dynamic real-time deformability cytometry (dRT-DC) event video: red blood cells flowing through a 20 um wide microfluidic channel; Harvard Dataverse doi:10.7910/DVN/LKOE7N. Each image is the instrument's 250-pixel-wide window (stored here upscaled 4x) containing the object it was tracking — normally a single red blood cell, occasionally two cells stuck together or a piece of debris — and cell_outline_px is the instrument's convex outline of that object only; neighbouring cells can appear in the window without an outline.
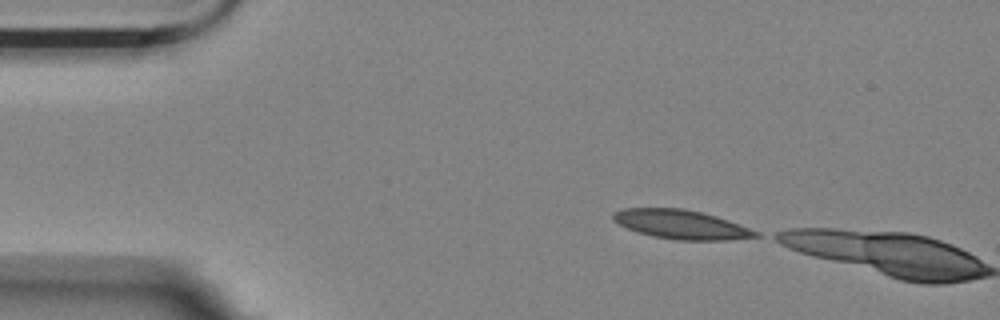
{"species": "Egyptian fruit bat (a non-hibernating species)", "species_latin": "Rousettus aegyptiacus", "temperature_condition": "room temperature", "stored_images_in_passage": 2, "camera_frame_rate_fps": 3000, "um_per_image_px": 0.085, "animal": {"sex": "female"}, "frame": {"image": 1, "passage_image": 1, "time_ms": 0.0, "image_size_px": [1000, 320], "cell_outline_px": [[760, 236], [728, 240], [676, 240], [652, 236], [636, 232], [612, 220], [612, 212], [624, 208], [684, 208], [716, 216], [728, 220], [760, 232]], "centroid_in_image_um": [57.88, 19.08], "position_along_channel_um": 27.1, "area_um2": 24.16}}